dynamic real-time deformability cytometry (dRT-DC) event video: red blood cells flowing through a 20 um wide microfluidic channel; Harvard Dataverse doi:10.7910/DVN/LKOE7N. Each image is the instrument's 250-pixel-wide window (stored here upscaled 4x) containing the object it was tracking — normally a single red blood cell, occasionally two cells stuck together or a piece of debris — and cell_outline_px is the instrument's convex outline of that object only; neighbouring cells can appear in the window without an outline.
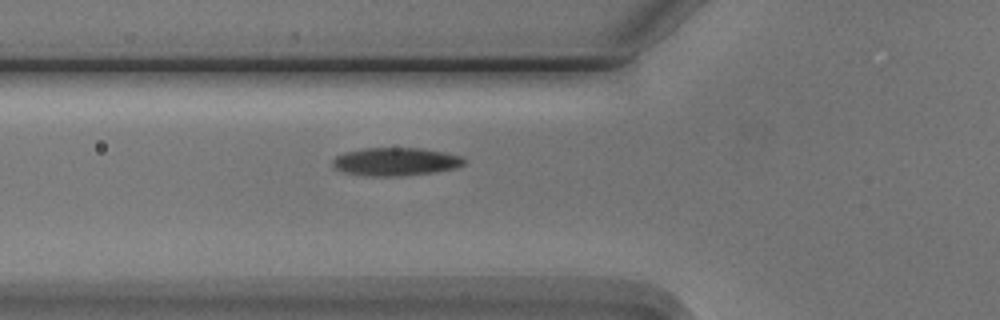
{"species": "Egyptian fruit bat (a non-hibernating species)", "species_latin": "Rousettus aegyptiacus", "temperature_condition": "cold", "stored_images_in_passage": 6, "camera_frame_rate_fps": 3000, "um_per_image_px": 0.085, "animal": {"sex": "male"}, "frame": {"image": 1, "passage_image": 6, "time_ms": 6.0, "image_size_px": [1000, 320], "cell_outline_px": [[464, 164], [456, 168], [436, 172], [400, 176], [364, 176], [344, 172], [336, 168], [332, 164], [332, 160], [336, 156], [344, 152], [364, 148], [420, 148], [444, 152], [460, 156], [464, 160]], "centroid_in_image_um": [33.61, 13.74], "position_along_channel_um": 92.2, "area_um2": 21.56}}